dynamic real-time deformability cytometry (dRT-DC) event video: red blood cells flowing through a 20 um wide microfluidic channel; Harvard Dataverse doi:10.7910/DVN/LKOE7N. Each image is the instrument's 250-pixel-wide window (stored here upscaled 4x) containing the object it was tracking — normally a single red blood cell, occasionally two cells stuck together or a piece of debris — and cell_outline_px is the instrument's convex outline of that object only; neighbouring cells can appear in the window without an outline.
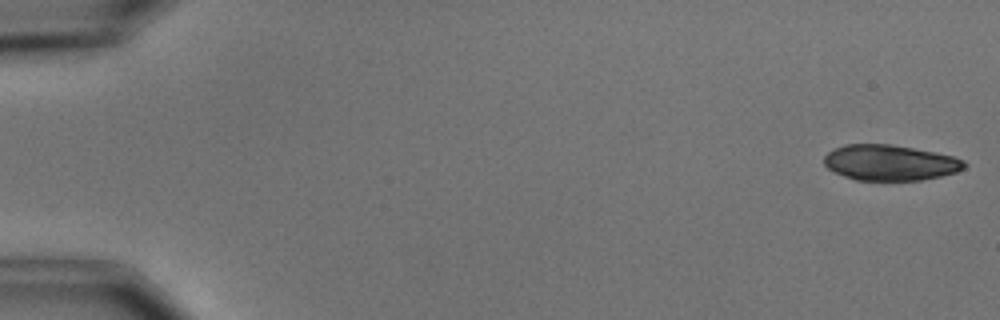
{"species": "common noctule bat (a hibernating species)", "species_latin": "Nyctalus noctula", "temperature_condition": "cold", "stored_images_in_passage": 5, "camera_frame_rate_fps": 3000, "um_per_image_px": 0.085, "animal": {"sex": "male", "body_mass_g": 15.6}, "frame": {"image": 1, "passage_image": 1, "time_ms": 0.0, "image_size_px": [1000, 320], "cell_outline_px": [[968, 164], [964, 168], [956, 172], [940, 176], [920, 180], [856, 180], [844, 176], [828, 168], [824, 164], [824, 156], [828, 152], [844, 144], [892, 144], [936, 152], [952, 156], [964, 160]], "centroid_in_image_um": [75.66, 13.82], "position_along_channel_um": 9.3, "area_um2": 29.07}}